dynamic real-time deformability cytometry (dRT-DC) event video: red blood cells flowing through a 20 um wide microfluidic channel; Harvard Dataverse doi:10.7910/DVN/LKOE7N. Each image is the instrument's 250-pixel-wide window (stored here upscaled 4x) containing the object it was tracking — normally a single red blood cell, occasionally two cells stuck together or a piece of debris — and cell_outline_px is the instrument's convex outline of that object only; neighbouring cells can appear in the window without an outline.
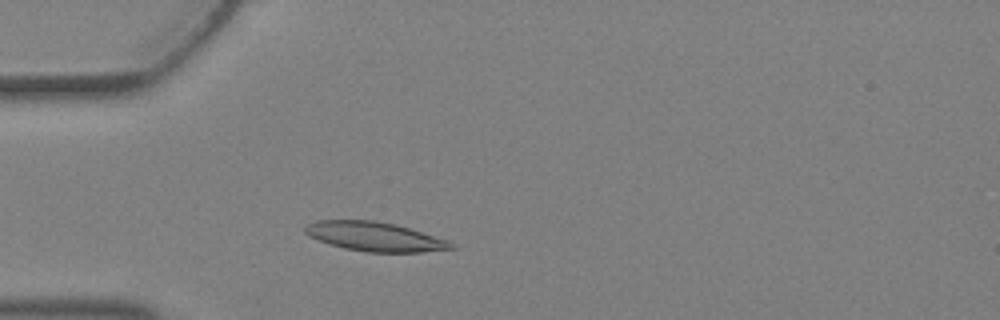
{"species": "Egyptian fruit bat (a non-hibernating species)", "species_latin": "Rousettus aegyptiacus", "temperature_condition": "warm", "stored_images_in_passage": 2, "camera_frame_rate_fps": 3000, "um_per_image_px": 0.085, "animal": {"sex": "female"}, "frame": {"image": 1, "passage_image": 2, "time_ms": 0.333, "image_size_px": [1000, 320], "cell_outline_px": [[456, 248], [424, 252], [368, 252], [344, 248], [328, 244], [308, 236], [304, 232], [304, 228], [308, 224], [316, 220], [372, 220], [396, 224], [448, 240], [456, 244]], "centroid_in_image_um": [31.86, 20.11], "position_along_channel_um": 53.1, "area_um2": 24.97}}